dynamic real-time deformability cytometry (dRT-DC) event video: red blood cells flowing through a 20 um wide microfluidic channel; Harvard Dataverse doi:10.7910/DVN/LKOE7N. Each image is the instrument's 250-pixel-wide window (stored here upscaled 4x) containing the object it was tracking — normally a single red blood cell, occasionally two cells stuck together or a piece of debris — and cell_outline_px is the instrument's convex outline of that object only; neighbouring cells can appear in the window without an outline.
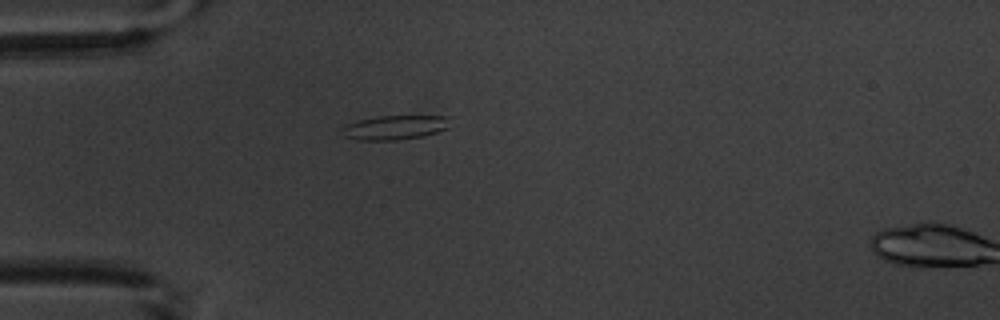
{"species": "common noctule bat (a hibernating species)", "species_latin": "Nyctalus noctula", "temperature_condition": "warm", "stored_images_in_passage": 4, "segment_of_instrument_passage": [2, 2], "camera_frame_rate_fps": 3000, "um_per_image_px": 0.085, "animal": {"sex": "male", "body_mass_g": 20.1, "forearm_length_mm": 53.5}, "frame": {"image": 1, "passage_image": 4, "time_ms": 3.667, "image_size_px": [1000, 320], "cell_outline_px": [[452, 116], [448, 128], [424, 136], [396, 140], [356, 140], [344, 136], [340, 128], [348, 124], [360, 120], [376, 116]], "centroid_in_image_um": [33.58, 10.83], "position_along_channel_um": 51.4, "area_um2": 15.37}}